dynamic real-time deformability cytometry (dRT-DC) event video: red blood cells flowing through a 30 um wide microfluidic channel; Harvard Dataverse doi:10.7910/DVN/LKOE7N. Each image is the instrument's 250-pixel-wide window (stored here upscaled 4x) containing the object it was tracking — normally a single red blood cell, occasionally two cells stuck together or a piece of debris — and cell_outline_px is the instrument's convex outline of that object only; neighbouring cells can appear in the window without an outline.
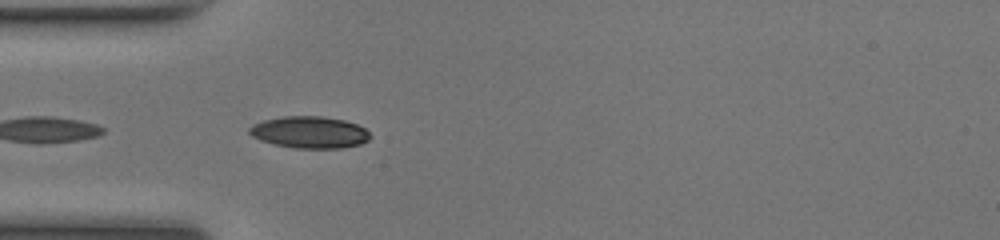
{"species": "common noctule bat (a hibernating species)", "species_latin": "Nyctalus noctula", "temperature_condition": "room temperature", "stored_images_in_passage": 9, "camera_frame_rate_fps": 3000, "um_per_image_px": 0.085, "animal": {"sex": "female", "body_mass_g": 17.0, "forearm_length_mm": 48.0}, "frame": {"image": 1, "passage_image": 3, "time_ms": 0.667, "image_size_px": [1000, 240], "cell_outline_px": [[372, 136], [368, 140], [360, 144], [340, 148], [296, 148], [276, 144], [260, 140], [252, 136], [248, 132], [248, 128], [252, 124], [264, 120], [284, 116], [324, 116], [344, 120], [356, 124], [364, 128]], "centroid_in_image_um": [26.31, 11.23], "position_along_channel_um": 58.7, "area_um2": 22.37}}
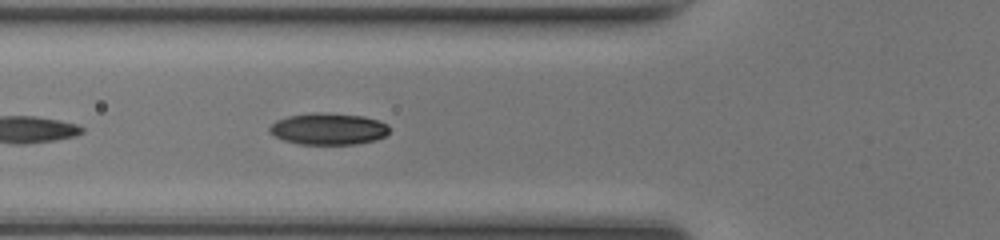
{"frame": {"image": 2, "passage_image": 6, "time_ms": 1.667, "image_size_px": [1000, 240], "cell_outline_px": [[388, 132], [384, 136], [376, 140], [356, 144], [300, 144], [284, 140], [268, 132], [268, 128], [276, 120], [288, 116], [316, 112], [364, 116], [388, 124]], "centroid_in_image_um": [27.9, 10.96], "position_along_channel_um": 97.9, "area_um2": 21.96}}